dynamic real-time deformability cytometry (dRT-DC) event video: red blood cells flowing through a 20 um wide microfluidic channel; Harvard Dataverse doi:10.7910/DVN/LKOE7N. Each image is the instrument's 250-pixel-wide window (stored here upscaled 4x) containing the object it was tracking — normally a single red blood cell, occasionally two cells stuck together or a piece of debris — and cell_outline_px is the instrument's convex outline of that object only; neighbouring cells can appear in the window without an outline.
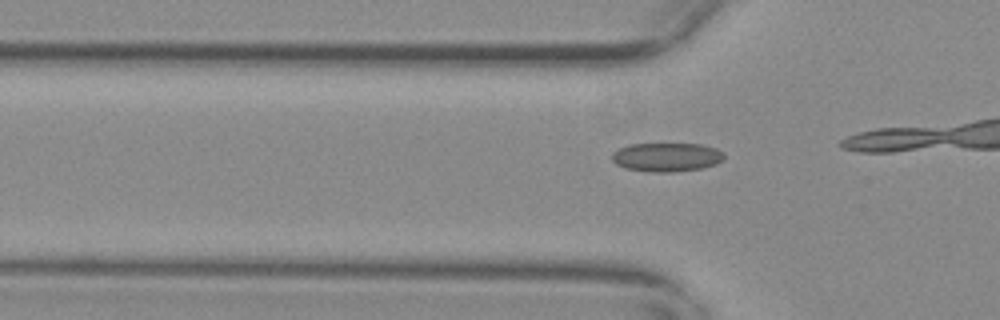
{"species": "common noctule bat (a hibernating species)", "species_latin": "Nyctalus noctula", "temperature_condition": "warm", "stored_images_in_passage": 10, "camera_frame_rate_fps": 3000, "um_per_image_px": 0.085, "animal": {"sex": "female", "body_mass_g": 29.2, "forearm_length_mm": 56.3}, "frame": {"image": 1, "passage_image": 7, "time_ms": 2.0, "image_size_px": [1000, 320], "cell_outline_px": [[724, 160], [716, 164], [700, 168], [672, 172], [648, 172], [624, 168], [616, 164], [612, 160], [612, 152], [628, 144], [700, 144], [716, 148], [724, 152]], "centroid_in_image_um": [56.66, 13.36], "position_along_channel_um": 69.1, "area_um2": 18.96}}